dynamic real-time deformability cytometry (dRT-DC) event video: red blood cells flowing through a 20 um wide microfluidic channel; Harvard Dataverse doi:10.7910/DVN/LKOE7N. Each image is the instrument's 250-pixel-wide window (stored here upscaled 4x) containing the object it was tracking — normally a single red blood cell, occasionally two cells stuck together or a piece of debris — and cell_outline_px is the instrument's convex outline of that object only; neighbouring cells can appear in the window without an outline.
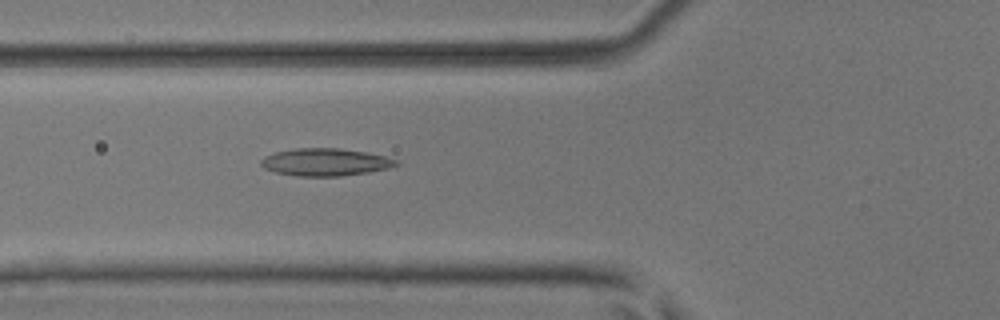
{"species": "common noctule bat (a hibernating species)", "species_latin": "Nyctalus noctula", "temperature_condition": "room temperature", "stored_images_in_passage": 6, "camera_frame_rate_fps": 3000, "um_per_image_px": 0.085, "animal": {"sex": "male", "body_mass_g": 17.9, "forearm_length_mm": 54.2}, "frame": {"image": 1, "passage_image": 5, "time_ms": 1.333, "image_size_px": [1000, 320], "cell_outline_px": [[400, 164], [388, 168], [368, 172], [340, 176], [296, 176], [276, 172], [264, 168], [260, 164], [260, 160], [264, 156], [276, 152], [296, 148], [340, 148], [364, 152], [384, 156], [400, 160]], "centroid_in_image_um": [27.65, 13.78], "position_along_channel_um": 98.1, "area_um2": 21.62}}